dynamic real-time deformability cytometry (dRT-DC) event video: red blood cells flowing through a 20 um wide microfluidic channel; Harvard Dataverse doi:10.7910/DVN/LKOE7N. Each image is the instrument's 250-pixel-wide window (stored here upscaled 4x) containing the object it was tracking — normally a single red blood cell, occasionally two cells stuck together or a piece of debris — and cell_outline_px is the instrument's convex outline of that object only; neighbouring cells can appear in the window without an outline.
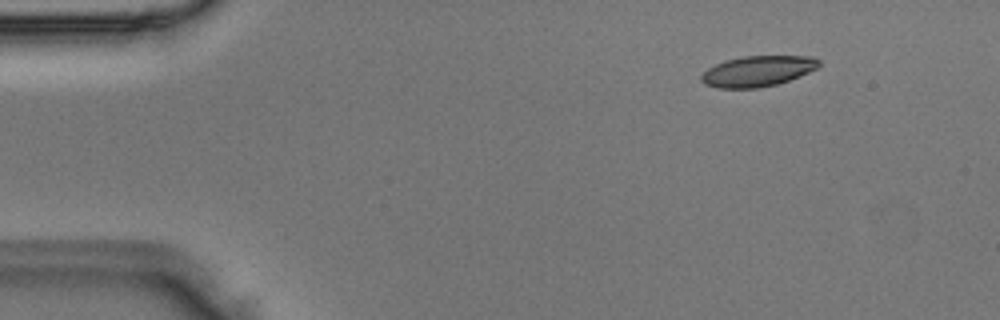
{"species": "Egyptian fruit bat (a non-hibernating species)", "species_latin": "Rousettus aegyptiacus", "temperature_condition": "room temperature", "stored_images_in_passage": 5, "camera_frame_rate_fps": 3000, "um_per_image_px": 0.085, "animal": {"sex": "male"}, "frame": {"image": 1, "passage_image": 2, "time_ms": 0.333, "image_size_px": [1000, 320], "cell_outline_px": [[820, 64], [816, 68], [800, 76], [776, 84], [756, 88], [716, 88], [704, 84], [700, 80], [700, 76], [708, 68], [724, 60], [744, 56], [812, 56], [820, 60]], "centroid_in_image_um": [64.37, 6.04], "position_along_channel_um": 20.6, "area_um2": 20.98}}
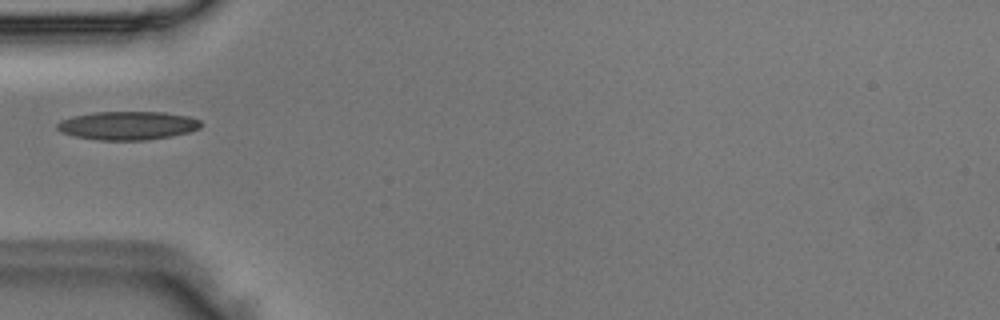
{"frame": {"image": 2, "passage_image": 5, "time_ms": 1.333, "image_size_px": [1000, 320], "cell_outline_px": [[204, 124], [200, 128], [188, 132], [172, 136], [144, 140], [100, 140], [76, 136], [60, 132], [56, 128], [56, 124], [60, 120], [72, 116], [92, 112], [164, 112], [188, 116], [200, 120]], "centroid_in_image_um": [10.85, 10.66], "position_along_channel_um": 74.1, "area_um2": 23.99}}